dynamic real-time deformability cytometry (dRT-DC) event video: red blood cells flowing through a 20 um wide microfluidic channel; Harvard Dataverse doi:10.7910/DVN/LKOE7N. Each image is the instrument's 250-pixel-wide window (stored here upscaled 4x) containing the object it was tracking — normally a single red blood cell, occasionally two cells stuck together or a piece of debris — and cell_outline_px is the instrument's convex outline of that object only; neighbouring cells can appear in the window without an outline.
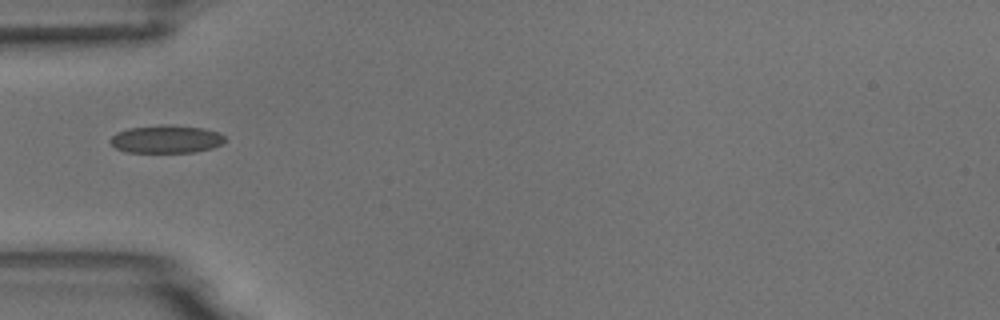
{"species": "common noctule bat (a hibernating species)", "species_latin": "Nyctalus noctula", "temperature_condition": "room temperature", "stored_images_in_passage": 4, "camera_frame_rate_fps": 3000, "um_per_image_px": 0.085, "animal": {"sex": "male", "body_mass_g": 18.8}, "frame": {"image": 1, "passage_image": 1, "time_ms": 0.0, "image_size_px": [1000, 320], "cell_outline_px": [[228, 140], [212, 148], [196, 152], [124, 152], [116, 148], [108, 140], [116, 132], [128, 128], [160, 124], [172, 124], [204, 128], [220, 132]], "centroid_in_image_um": [14.14, 11.81], "position_along_channel_um": 70.9, "area_um2": 19.02}}